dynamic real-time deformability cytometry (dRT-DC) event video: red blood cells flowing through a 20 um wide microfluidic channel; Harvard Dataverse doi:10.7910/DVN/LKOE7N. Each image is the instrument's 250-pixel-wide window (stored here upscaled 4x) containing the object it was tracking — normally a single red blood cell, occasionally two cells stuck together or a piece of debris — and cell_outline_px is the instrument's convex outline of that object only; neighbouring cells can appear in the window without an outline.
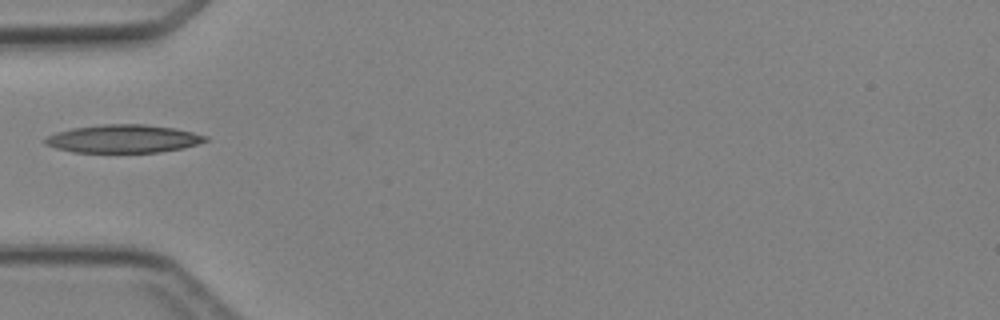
{"species": "Egyptian fruit bat (a non-hibernating species)", "species_latin": "Rousettus aegyptiacus", "temperature_condition": "cold", "stored_images_in_passage": 1, "camera_frame_rate_fps": 3000, "um_per_image_px": 0.085, "animal": {"sex": "female"}, "frame": {"image": 1, "passage_image": 1, "time_ms": 0.0, "image_size_px": [1000, 320], "cell_outline_px": [[208, 140], [196, 144], [180, 148], [160, 152], [72, 152], [56, 148], [44, 144], [44, 140], [48, 136], [56, 132], [72, 128], [100, 124], [144, 124], [176, 128], [208, 136]], "centroid_in_image_um": [10.46, 11.78], "position_along_channel_um": 74.5, "area_um2": 26.18}}